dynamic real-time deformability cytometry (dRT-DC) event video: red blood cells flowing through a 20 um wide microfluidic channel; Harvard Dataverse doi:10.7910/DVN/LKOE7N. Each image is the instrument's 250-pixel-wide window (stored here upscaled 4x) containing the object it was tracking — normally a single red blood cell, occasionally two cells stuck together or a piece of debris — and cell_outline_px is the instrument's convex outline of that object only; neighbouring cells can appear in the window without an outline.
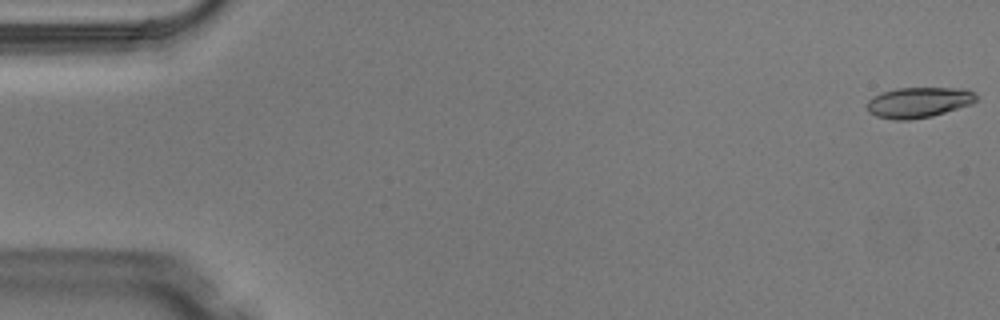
{"species": "Egyptian fruit bat (a non-hibernating species)", "species_latin": "Rousettus aegyptiacus", "temperature_condition": "warm", "stored_images_in_passage": 4, "camera_frame_rate_fps": 3000, "um_per_image_px": 0.085, "animal": {"sex": "male"}, "frame": {"image": 1, "passage_image": 1, "time_ms": 0.0, "image_size_px": [1000, 320], "cell_outline_px": [[976, 100], [972, 104], [932, 116], [912, 120], [896, 120], [876, 116], [868, 112], [868, 100], [872, 96], [896, 88], [968, 88], [976, 92]], "centroid_in_image_um": [78.11, 8.7], "position_along_channel_um": 6.9, "area_um2": 19.54}}
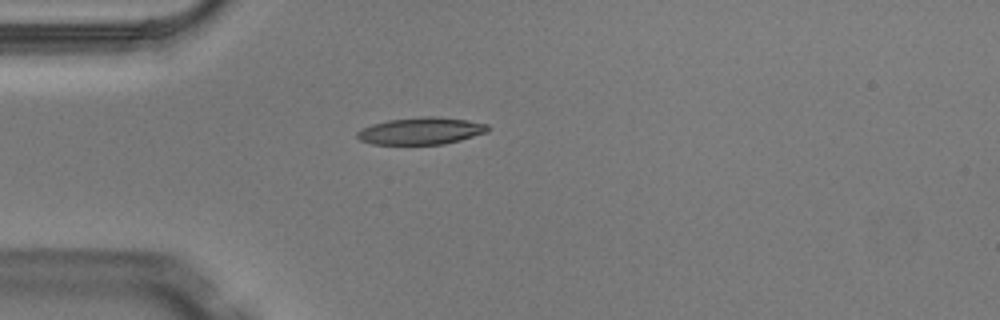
{"frame": {"image": 2, "passage_image": 4, "time_ms": 1.0, "image_size_px": [1000, 320], "cell_outline_px": [[488, 132], [460, 140], [444, 144], [372, 144], [360, 140], [356, 136], [356, 132], [372, 124], [388, 120], [424, 116], [436, 116], [468, 120], [488, 124]], "centroid_in_image_um": [35.8, 11.12], "position_along_channel_um": 49.2, "area_um2": 20.58}}